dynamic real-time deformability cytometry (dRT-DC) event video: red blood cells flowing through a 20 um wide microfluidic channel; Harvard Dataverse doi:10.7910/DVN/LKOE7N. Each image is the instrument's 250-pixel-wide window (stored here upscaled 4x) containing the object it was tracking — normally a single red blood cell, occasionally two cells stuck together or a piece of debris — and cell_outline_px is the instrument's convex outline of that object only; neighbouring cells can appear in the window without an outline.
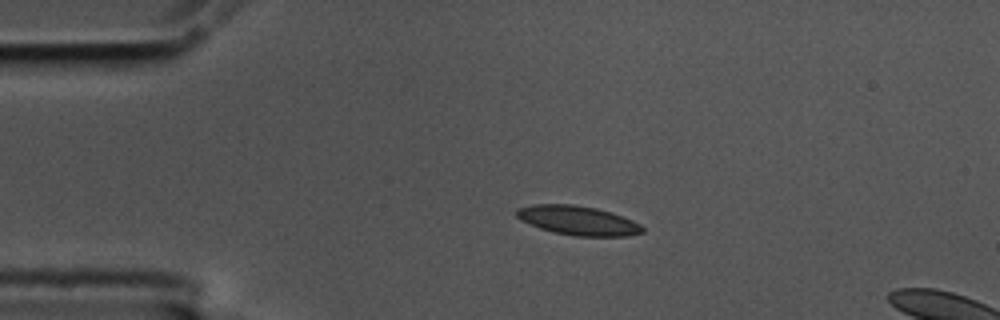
{"species": "common noctule bat (a hibernating species)", "species_latin": "Nyctalus noctula", "temperature_condition": "cold", "stored_images_in_passage": 16, "camera_frame_rate_fps": 3000, "um_per_image_px": 0.085, "animal": {"sex": "male", "body_mass_g": 17.5, "forearm_length_mm": 52.3}, "frame": {"image": 1, "passage_image": 12, "time_ms": 3.667, "image_size_px": [1000, 320], "cell_outline_px": [[644, 232], [628, 236], [576, 236], [552, 232], [540, 228], [520, 220], [516, 216], [516, 208], [532, 204], [572, 204], [596, 208], [612, 212], [632, 220], [640, 224], [644, 228]], "centroid_in_image_um": [49.12, 18.74], "position_along_channel_um": 35.9, "area_um2": 21.56}}